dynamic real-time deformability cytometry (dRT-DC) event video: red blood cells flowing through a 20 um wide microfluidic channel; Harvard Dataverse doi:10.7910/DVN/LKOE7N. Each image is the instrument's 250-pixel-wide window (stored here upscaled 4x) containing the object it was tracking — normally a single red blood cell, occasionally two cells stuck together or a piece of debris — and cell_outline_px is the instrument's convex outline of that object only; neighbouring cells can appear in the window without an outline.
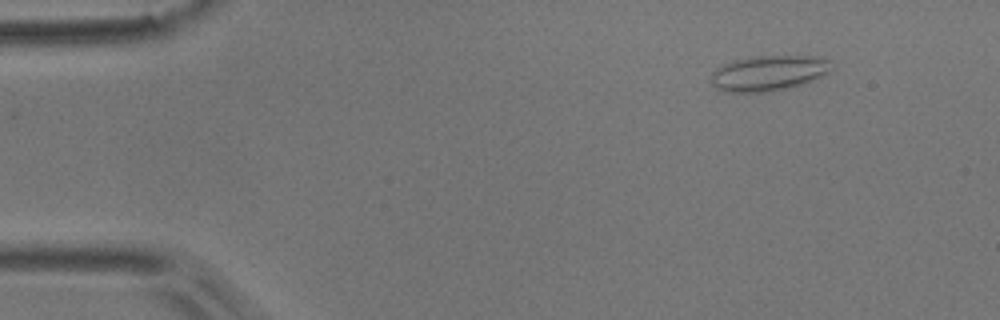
{"species": "common noctule bat (a hibernating species)", "species_latin": "Nyctalus noctula", "temperature_condition": "room temperature", "stored_images_in_passage": 3, "camera_frame_rate_fps": 3000, "um_per_image_px": 0.085, "animal": {"sex": "male", "body_mass_g": 17.9}, "frame": {"image": 1, "passage_image": 1, "time_ms": 0.0, "image_size_px": [1000, 320], "cell_outline_px": [[832, 68], [828, 72], [804, 84], [788, 88], [768, 92], [724, 92], [716, 88], [712, 84], [712, 72], [716, 68], [724, 64], [736, 60], [752, 56], [816, 56], [828, 60]], "centroid_in_image_um": [65.31, 6.22], "position_along_channel_um": 19.7, "area_um2": 24.74}}
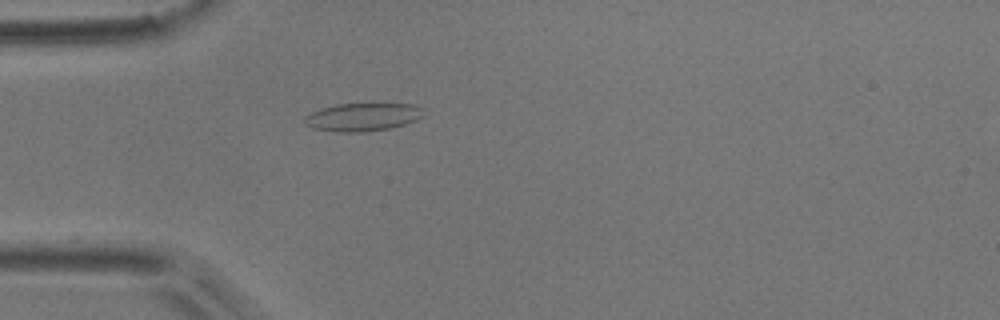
{"frame": {"image": 2, "passage_image": 3, "time_ms": 0.667, "image_size_px": [1000, 320], "cell_outline_px": [[424, 116], [416, 120], [392, 128], [364, 132], [336, 132], [312, 128], [304, 124], [304, 116], [320, 108], [336, 104], [412, 104], [420, 108]], "centroid_in_image_um": [30.77, 9.96], "position_along_channel_um": 54.2, "area_um2": 19.48}}